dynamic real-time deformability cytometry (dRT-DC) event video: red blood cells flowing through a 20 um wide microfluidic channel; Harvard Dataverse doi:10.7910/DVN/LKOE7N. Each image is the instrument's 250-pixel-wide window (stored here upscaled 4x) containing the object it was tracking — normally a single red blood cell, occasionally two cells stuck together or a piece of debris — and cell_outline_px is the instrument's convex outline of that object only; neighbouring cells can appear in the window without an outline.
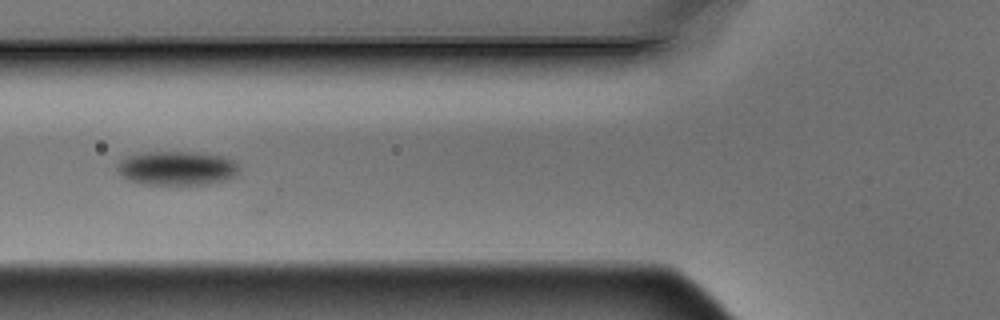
{"species": "Egyptian fruit bat (a non-hibernating species)", "species_latin": "Rousettus aegyptiacus", "temperature_condition": "warm", "stored_images_in_passage": 3, "camera_frame_rate_fps": 3000, "um_per_image_px": 0.085, "animal": {"sex": "male"}, "frame": {"image": 1, "passage_image": 2, "time_ms": 0.333, "image_size_px": [1000, 320], "cell_outline_px": [[240, 172], [236, 176], [228, 180], [208, 184], [144, 184], [128, 180], [120, 176], [116, 168], [120, 160], [124, 156], [144, 152], [196, 152], [220, 156], [232, 160], [240, 168]], "centroid_in_image_um": [15.02, 14.3], "position_along_channel_um": 110.8, "area_um2": 24.45}}
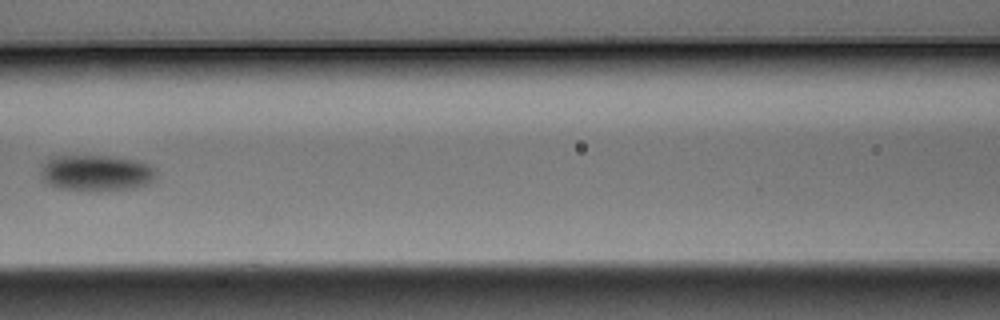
{"frame": {"image": 2, "passage_image": 3, "time_ms": 0.667, "image_size_px": [1000, 320], "cell_outline_px": [[156, 176], [152, 180], [144, 184], [132, 188], [60, 188], [48, 184], [40, 176], [40, 164], [52, 156], [112, 156], [136, 160], [152, 164], [156, 168]], "centroid_in_image_um": [8.16, 14.63], "position_along_channel_um": 158.4, "area_um2": 23.7}}